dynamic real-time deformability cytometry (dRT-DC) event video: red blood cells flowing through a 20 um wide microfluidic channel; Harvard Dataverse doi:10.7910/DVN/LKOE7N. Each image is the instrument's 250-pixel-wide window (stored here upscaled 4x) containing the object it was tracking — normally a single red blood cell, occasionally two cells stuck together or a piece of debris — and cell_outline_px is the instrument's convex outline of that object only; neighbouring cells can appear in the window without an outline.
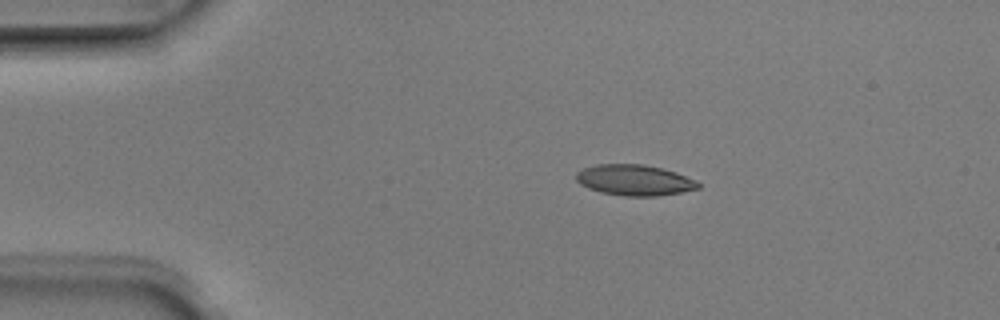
{"species": "Egyptian fruit bat (a non-hibernating species)", "species_latin": "Rousettus aegyptiacus", "temperature_condition": "room temperature", "stored_images_in_passage": 5, "camera_frame_rate_fps": 3000, "um_per_image_px": 0.085, "animal": {"sex": "male"}, "frame": {"image": 1, "passage_image": 3, "time_ms": 0.667, "image_size_px": [1000, 320], "cell_outline_px": [[700, 188], [680, 192], [656, 196], [624, 196], [600, 192], [588, 188], [580, 184], [576, 180], [576, 172], [584, 168], [596, 164], [644, 164], [676, 172], [696, 180], [700, 184]], "centroid_in_image_um": [53.91, 15.31], "position_along_channel_um": 31.1, "area_um2": 21.91}}
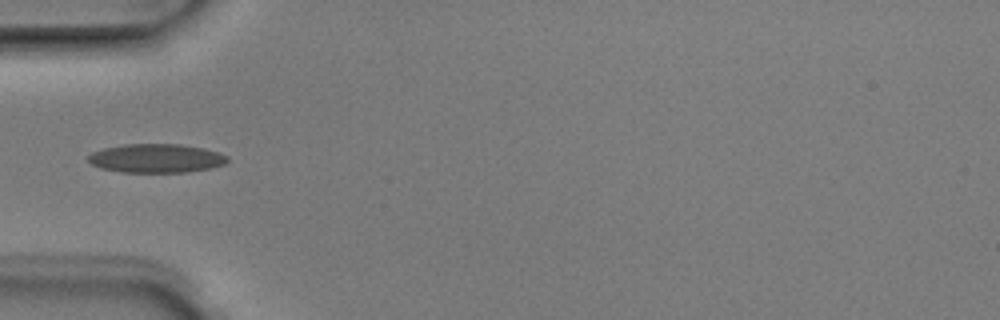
{"frame": {"image": 2, "passage_image": 5, "time_ms": 1.333, "image_size_px": [1000, 320], "cell_outline_px": [[228, 160], [224, 164], [212, 168], [188, 172], [120, 172], [100, 168], [92, 164], [88, 160], [88, 156], [92, 152], [104, 148], [124, 144], [180, 144], [204, 148], [228, 156]], "centroid_in_image_um": [13.28, 13.46], "position_along_channel_um": 71.7, "area_um2": 23.41}}